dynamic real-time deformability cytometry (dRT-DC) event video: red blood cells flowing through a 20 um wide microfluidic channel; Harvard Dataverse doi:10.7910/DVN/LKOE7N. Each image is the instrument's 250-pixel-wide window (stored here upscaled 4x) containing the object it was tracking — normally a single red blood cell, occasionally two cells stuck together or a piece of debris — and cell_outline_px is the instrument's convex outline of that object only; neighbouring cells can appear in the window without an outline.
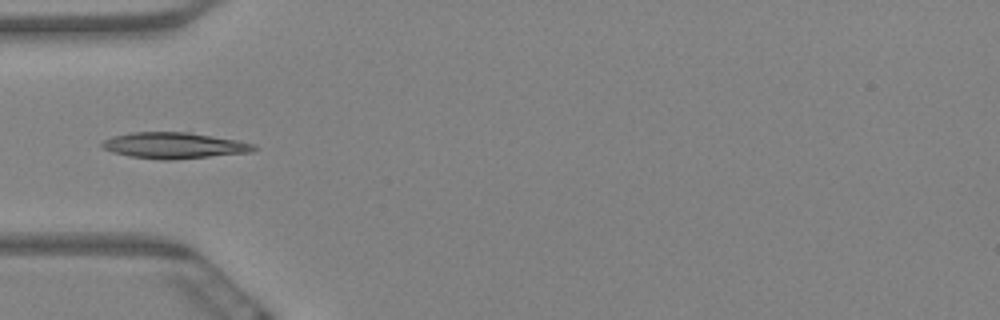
{"species": "Egyptian fruit bat (a non-hibernating species)", "species_latin": "Rousettus aegyptiacus", "temperature_condition": "warm", "stored_images_in_passage": 9, "camera_frame_rate_fps": 3000, "um_per_image_px": 0.085, "animal": {"sex": "female"}, "frame": {"image": 1, "passage_image": 6, "time_ms": 1.667, "image_size_px": [1000, 320], "cell_outline_px": [[256, 148], [252, 152], [172, 160], [164, 160], [132, 156], [112, 152], [104, 148], [100, 144], [104, 140], [112, 136], [132, 132], [188, 132], [236, 140], [256, 144]], "centroid_in_image_um": [14.8, 12.36], "position_along_channel_um": 70.2, "area_um2": 22.89}}
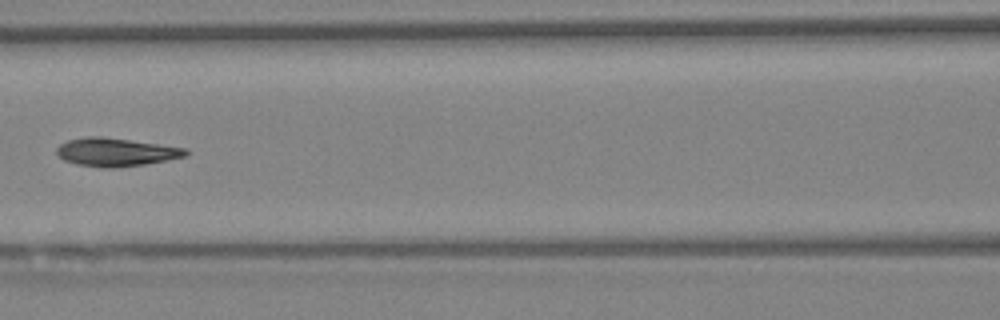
{"frame": {"image": 2, "passage_image": 8, "time_ms": 2.333, "image_size_px": [1000, 320], "cell_outline_px": [[188, 152], [184, 156], [168, 160], [144, 164], [116, 168], [104, 168], [76, 164], [64, 160], [56, 152], [56, 148], [60, 144], [68, 140], [88, 136], [100, 136], [188, 148]], "centroid_in_image_um": [9.84, 12.93], "position_along_channel_um": 156.8, "area_um2": 21.15}}
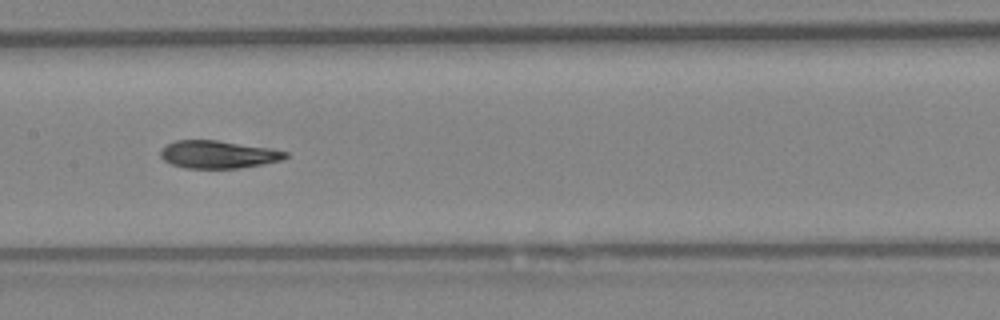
{"frame": {"image": 3, "passage_image": 9, "time_ms": 2.667, "image_size_px": [1000, 320], "cell_outline_px": [[288, 156], [284, 160], [240, 168], [184, 168], [172, 164], [164, 160], [160, 156], [160, 148], [176, 140], [216, 140], [268, 148], [288, 152]], "centroid_in_image_um": [18.53, 13.13], "position_along_channel_um": 188.9, "area_um2": 20.11}}